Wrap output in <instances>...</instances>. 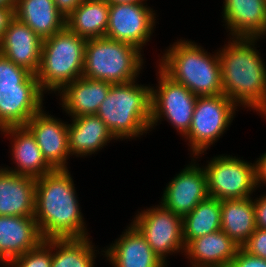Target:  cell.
Returning a JSON list of instances; mask_svg holds the SVG:
<instances>
[{
  "mask_svg": "<svg viewBox=\"0 0 266 267\" xmlns=\"http://www.w3.org/2000/svg\"><path fill=\"white\" fill-rule=\"evenodd\" d=\"M68 169H53L36 179L34 219L44 240L88 236Z\"/></svg>",
  "mask_w": 266,
  "mask_h": 267,
  "instance_id": "cell-1",
  "label": "cell"
},
{
  "mask_svg": "<svg viewBox=\"0 0 266 267\" xmlns=\"http://www.w3.org/2000/svg\"><path fill=\"white\" fill-rule=\"evenodd\" d=\"M230 39L218 50L223 94L238 107L266 116V66L255 47L261 38Z\"/></svg>",
  "mask_w": 266,
  "mask_h": 267,
  "instance_id": "cell-2",
  "label": "cell"
},
{
  "mask_svg": "<svg viewBox=\"0 0 266 267\" xmlns=\"http://www.w3.org/2000/svg\"><path fill=\"white\" fill-rule=\"evenodd\" d=\"M158 66L197 96L223 94L218 51L211 55L200 45L180 39L166 49Z\"/></svg>",
  "mask_w": 266,
  "mask_h": 267,
  "instance_id": "cell-3",
  "label": "cell"
},
{
  "mask_svg": "<svg viewBox=\"0 0 266 267\" xmlns=\"http://www.w3.org/2000/svg\"><path fill=\"white\" fill-rule=\"evenodd\" d=\"M136 81L112 84L96 113L117 140H130L150 130L151 86Z\"/></svg>",
  "mask_w": 266,
  "mask_h": 267,
  "instance_id": "cell-4",
  "label": "cell"
},
{
  "mask_svg": "<svg viewBox=\"0 0 266 267\" xmlns=\"http://www.w3.org/2000/svg\"><path fill=\"white\" fill-rule=\"evenodd\" d=\"M86 43V39L67 27L43 39L41 63L36 76L45 94L48 91L59 93L67 84L82 76Z\"/></svg>",
  "mask_w": 266,
  "mask_h": 267,
  "instance_id": "cell-5",
  "label": "cell"
},
{
  "mask_svg": "<svg viewBox=\"0 0 266 267\" xmlns=\"http://www.w3.org/2000/svg\"><path fill=\"white\" fill-rule=\"evenodd\" d=\"M141 52L130 43L107 37L88 39L82 76L111 84L137 80L144 63Z\"/></svg>",
  "mask_w": 266,
  "mask_h": 267,
  "instance_id": "cell-6",
  "label": "cell"
},
{
  "mask_svg": "<svg viewBox=\"0 0 266 267\" xmlns=\"http://www.w3.org/2000/svg\"><path fill=\"white\" fill-rule=\"evenodd\" d=\"M237 105L220 95L198 96L188 133L184 136L194 157L202 155L225 133L235 117Z\"/></svg>",
  "mask_w": 266,
  "mask_h": 267,
  "instance_id": "cell-7",
  "label": "cell"
},
{
  "mask_svg": "<svg viewBox=\"0 0 266 267\" xmlns=\"http://www.w3.org/2000/svg\"><path fill=\"white\" fill-rule=\"evenodd\" d=\"M157 75L158 87H151L150 129L164 118L184 137L189 131L198 96L185 85L172 80L160 68Z\"/></svg>",
  "mask_w": 266,
  "mask_h": 267,
  "instance_id": "cell-8",
  "label": "cell"
},
{
  "mask_svg": "<svg viewBox=\"0 0 266 267\" xmlns=\"http://www.w3.org/2000/svg\"><path fill=\"white\" fill-rule=\"evenodd\" d=\"M203 168L210 197L218 200L243 199L251 197L257 189L254 163L222 154L212 158Z\"/></svg>",
  "mask_w": 266,
  "mask_h": 267,
  "instance_id": "cell-9",
  "label": "cell"
},
{
  "mask_svg": "<svg viewBox=\"0 0 266 267\" xmlns=\"http://www.w3.org/2000/svg\"><path fill=\"white\" fill-rule=\"evenodd\" d=\"M151 207L139 211L131 223L143 235L153 252L167 265L168 254L185 252L182 216L166 209L162 204Z\"/></svg>",
  "mask_w": 266,
  "mask_h": 267,
  "instance_id": "cell-10",
  "label": "cell"
},
{
  "mask_svg": "<svg viewBox=\"0 0 266 267\" xmlns=\"http://www.w3.org/2000/svg\"><path fill=\"white\" fill-rule=\"evenodd\" d=\"M145 2L109 4L108 28L105 37L123 41L139 50L150 41L156 24V13Z\"/></svg>",
  "mask_w": 266,
  "mask_h": 267,
  "instance_id": "cell-11",
  "label": "cell"
},
{
  "mask_svg": "<svg viewBox=\"0 0 266 267\" xmlns=\"http://www.w3.org/2000/svg\"><path fill=\"white\" fill-rule=\"evenodd\" d=\"M43 96L32 73L17 87L0 88V130L25 126L42 109Z\"/></svg>",
  "mask_w": 266,
  "mask_h": 267,
  "instance_id": "cell-12",
  "label": "cell"
},
{
  "mask_svg": "<svg viewBox=\"0 0 266 267\" xmlns=\"http://www.w3.org/2000/svg\"><path fill=\"white\" fill-rule=\"evenodd\" d=\"M194 161L193 157L190 165H186L166 185L160 202L166 209L182 217L209 196L205 170Z\"/></svg>",
  "mask_w": 266,
  "mask_h": 267,
  "instance_id": "cell-13",
  "label": "cell"
},
{
  "mask_svg": "<svg viewBox=\"0 0 266 267\" xmlns=\"http://www.w3.org/2000/svg\"><path fill=\"white\" fill-rule=\"evenodd\" d=\"M25 127L35 137L42 156L53 169H68L70 155L68 142V124L43 108L26 123Z\"/></svg>",
  "mask_w": 266,
  "mask_h": 267,
  "instance_id": "cell-14",
  "label": "cell"
},
{
  "mask_svg": "<svg viewBox=\"0 0 266 267\" xmlns=\"http://www.w3.org/2000/svg\"><path fill=\"white\" fill-rule=\"evenodd\" d=\"M42 43L41 37L15 17L5 30L0 54L36 75L41 63Z\"/></svg>",
  "mask_w": 266,
  "mask_h": 267,
  "instance_id": "cell-15",
  "label": "cell"
},
{
  "mask_svg": "<svg viewBox=\"0 0 266 267\" xmlns=\"http://www.w3.org/2000/svg\"><path fill=\"white\" fill-rule=\"evenodd\" d=\"M43 240L34 217L0 215V264H8Z\"/></svg>",
  "mask_w": 266,
  "mask_h": 267,
  "instance_id": "cell-16",
  "label": "cell"
},
{
  "mask_svg": "<svg viewBox=\"0 0 266 267\" xmlns=\"http://www.w3.org/2000/svg\"><path fill=\"white\" fill-rule=\"evenodd\" d=\"M106 248L102 255L113 267H167L132 223Z\"/></svg>",
  "mask_w": 266,
  "mask_h": 267,
  "instance_id": "cell-17",
  "label": "cell"
},
{
  "mask_svg": "<svg viewBox=\"0 0 266 267\" xmlns=\"http://www.w3.org/2000/svg\"><path fill=\"white\" fill-rule=\"evenodd\" d=\"M223 20L232 37L266 36L265 0H224Z\"/></svg>",
  "mask_w": 266,
  "mask_h": 267,
  "instance_id": "cell-18",
  "label": "cell"
},
{
  "mask_svg": "<svg viewBox=\"0 0 266 267\" xmlns=\"http://www.w3.org/2000/svg\"><path fill=\"white\" fill-rule=\"evenodd\" d=\"M0 131L7 137L11 136L10 152L14 164H17L14 169L11 167L9 169L4 167V169L34 179L41 178L53 170L43 158L35 137L25 126L7 127Z\"/></svg>",
  "mask_w": 266,
  "mask_h": 267,
  "instance_id": "cell-19",
  "label": "cell"
},
{
  "mask_svg": "<svg viewBox=\"0 0 266 267\" xmlns=\"http://www.w3.org/2000/svg\"><path fill=\"white\" fill-rule=\"evenodd\" d=\"M36 179L2 168L0 215L34 217Z\"/></svg>",
  "mask_w": 266,
  "mask_h": 267,
  "instance_id": "cell-20",
  "label": "cell"
},
{
  "mask_svg": "<svg viewBox=\"0 0 266 267\" xmlns=\"http://www.w3.org/2000/svg\"><path fill=\"white\" fill-rule=\"evenodd\" d=\"M109 82L92 80L81 76L67 84L59 93L62 109L73 117L96 114L100 104L106 98Z\"/></svg>",
  "mask_w": 266,
  "mask_h": 267,
  "instance_id": "cell-21",
  "label": "cell"
},
{
  "mask_svg": "<svg viewBox=\"0 0 266 267\" xmlns=\"http://www.w3.org/2000/svg\"><path fill=\"white\" fill-rule=\"evenodd\" d=\"M239 246L222 230L191 240L184 254L192 267H230Z\"/></svg>",
  "mask_w": 266,
  "mask_h": 267,
  "instance_id": "cell-22",
  "label": "cell"
},
{
  "mask_svg": "<svg viewBox=\"0 0 266 267\" xmlns=\"http://www.w3.org/2000/svg\"><path fill=\"white\" fill-rule=\"evenodd\" d=\"M68 124L70 155L86 157L99 151L112 139L117 140L105 123L96 115L73 117Z\"/></svg>",
  "mask_w": 266,
  "mask_h": 267,
  "instance_id": "cell-23",
  "label": "cell"
},
{
  "mask_svg": "<svg viewBox=\"0 0 266 267\" xmlns=\"http://www.w3.org/2000/svg\"><path fill=\"white\" fill-rule=\"evenodd\" d=\"M15 17L45 39L66 27V17L54 0H16Z\"/></svg>",
  "mask_w": 266,
  "mask_h": 267,
  "instance_id": "cell-24",
  "label": "cell"
},
{
  "mask_svg": "<svg viewBox=\"0 0 266 267\" xmlns=\"http://www.w3.org/2000/svg\"><path fill=\"white\" fill-rule=\"evenodd\" d=\"M253 198L221 200V230L239 247H242L255 231Z\"/></svg>",
  "mask_w": 266,
  "mask_h": 267,
  "instance_id": "cell-25",
  "label": "cell"
},
{
  "mask_svg": "<svg viewBox=\"0 0 266 267\" xmlns=\"http://www.w3.org/2000/svg\"><path fill=\"white\" fill-rule=\"evenodd\" d=\"M108 18L109 4L106 0H82L66 17V27L86 40L105 37Z\"/></svg>",
  "mask_w": 266,
  "mask_h": 267,
  "instance_id": "cell-26",
  "label": "cell"
},
{
  "mask_svg": "<svg viewBox=\"0 0 266 267\" xmlns=\"http://www.w3.org/2000/svg\"><path fill=\"white\" fill-rule=\"evenodd\" d=\"M183 240H191L221 230V200L208 196L182 217Z\"/></svg>",
  "mask_w": 266,
  "mask_h": 267,
  "instance_id": "cell-27",
  "label": "cell"
},
{
  "mask_svg": "<svg viewBox=\"0 0 266 267\" xmlns=\"http://www.w3.org/2000/svg\"><path fill=\"white\" fill-rule=\"evenodd\" d=\"M92 244L89 237L52 239L51 267H95L97 250Z\"/></svg>",
  "mask_w": 266,
  "mask_h": 267,
  "instance_id": "cell-28",
  "label": "cell"
},
{
  "mask_svg": "<svg viewBox=\"0 0 266 267\" xmlns=\"http://www.w3.org/2000/svg\"><path fill=\"white\" fill-rule=\"evenodd\" d=\"M52 239L43 240L37 247L11 260L9 267H51Z\"/></svg>",
  "mask_w": 266,
  "mask_h": 267,
  "instance_id": "cell-29",
  "label": "cell"
},
{
  "mask_svg": "<svg viewBox=\"0 0 266 267\" xmlns=\"http://www.w3.org/2000/svg\"><path fill=\"white\" fill-rule=\"evenodd\" d=\"M30 74L31 72L27 69L16 65L0 54V88L17 87Z\"/></svg>",
  "mask_w": 266,
  "mask_h": 267,
  "instance_id": "cell-30",
  "label": "cell"
},
{
  "mask_svg": "<svg viewBox=\"0 0 266 267\" xmlns=\"http://www.w3.org/2000/svg\"><path fill=\"white\" fill-rule=\"evenodd\" d=\"M242 248L249 254L266 260V229L256 228Z\"/></svg>",
  "mask_w": 266,
  "mask_h": 267,
  "instance_id": "cell-31",
  "label": "cell"
},
{
  "mask_svg": "<svg viewBox=\"0 0 266 267\" xmlns=\"http://www.w3.org/2000/svg\"><path fill=\"white\" fill-rule=\"evenodd\" d=\"M230 267H266V260L254 256L239 247Z\"/></svg>",
  "mask_w": 266,
  "mask_h": 267,
  "instance_id": "cell-32",
  "label": "cell"
},
{
  "mask_svg": "<svg viewBox=\"0 0 266 267\" xmlns=\"http://www.w3.org/2000/svg\"><path fill=\"white\" fill-rule=\"evenodd\" d=\"M256 228L266 229V194L253 200Z\"/></svg>",
  "mask_w": 266,
  "mask_h": 267,
  "instance_id": "cell-33",
  "label": "cell"
},
{
  "mask_svg": "<svg viewBox=\"0 0 266 267\" xmlns=\"http://www.w3.org/2000/svg\"><path fill=\"white\" fill-rule=\"evenodd\" d=\"M15 18V6L0 7V43L5 30L9 27L11 21Z\"/></svg>",
  "mask_w": 266,
  "mask_h": 267,
  "instance_id": "cell-34",
  "label": "cell"
},
{
  "mask_svg": "<svg viewBox=\"0 0 266 267\" xmlns=\"http://www.w3.org/2000/svg\"><path fill=\"white\" fill-rule=\"evenodd\" d=\"M255 183L256 188L261 185L262 183L266 184V153L262 154L257 160L255 161Z\"/></svg>",
  "mask_w": 266,
  "mask_h": 267,
  "instance_id": "cell-35",
  "label": "cell"
},
{
  "mask_svg": "<svg viewBox=\"0 0 266 267\" xmlns=\"http://www.w3.org/2000/svg\"><path fill=\"white\" fill-rule=\"evenodd\" d=\"M82 0H54L57 9L68 17L80 4Z\"/></svg>",
  "mask_w": 266,
  "mask_h": 267,
  "instance_id": "cell-36",
  "label": "cell"
},
{
  "mask_svg": "<svg viewBox=\"0 0 266 267\" xmlns=\"http://www.w3.org/2000/svg\"><path fill=\"white\" fill-rule=\"evenodd\" d=\"M108 4H129V3H140L145 0H106Z\"/></svg>",
  "mask_w": 266,
  "mask_h": 267,
  "instance_id": "cell-37",
  "label": "cell"
},
{
  "mask_svg": "<svg viewBox=\"0 0 266 267\" xmlns=\"http://www.w3.org/2000/svg\"><path fill=\"white\" fill-rule=\"evenodd\" d=\"M16 0H0V7L15 6Z\"/></svg>",
  "mask_w": 266,
  "mask_h": 267,
  "instance_id": "cell-38",
  "label": "cell"
},
{
  "mask_svg": "<svg viewBox=\"0 0 266 267\" xmlns=\"http://www.w3.org/2000/svg\"><path fill=\"white\" fill-rule=\"evenodd\" d=\"M3 267H9V265L8 264H3Z\"/></svg>",
  "mask_w": 266,
  "mask_h": 267,
  "instance_id": "cell-39",
  "label": "cell"
}]
</instances>
